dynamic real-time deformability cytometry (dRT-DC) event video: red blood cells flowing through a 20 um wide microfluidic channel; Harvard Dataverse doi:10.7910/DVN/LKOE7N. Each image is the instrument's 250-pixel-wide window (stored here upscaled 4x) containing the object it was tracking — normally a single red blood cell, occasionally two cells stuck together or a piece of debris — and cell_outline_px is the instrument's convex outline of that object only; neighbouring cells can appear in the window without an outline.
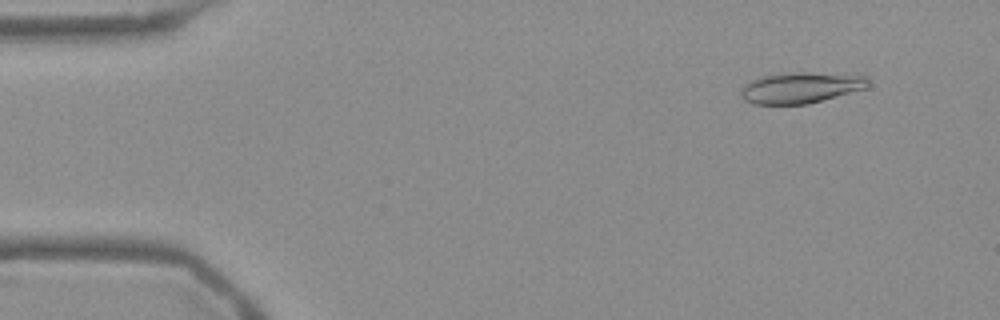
{"species": "Egyptian fruit bat (a non-hibernating species)", "species_latin": "Rousettus aegyptiacus", "temperature_condition": "warm", "stored_images_in_passage": 53, "camera_frame_rate_fps": 3000, "um_per_image_px": 0.085, "frame": {"image": 1, "passage_image": 5, "time_ms": 1.333, "image_size_px": [1000, 320], "cell_outline_px": [[868, 84], [864, 88], [808, 104], [752, 104], [744, 100], [740, 96], [740, 88], [744, 84], [760, 76], [780, 72], [808, 72], [868, 76]], "centroid_in_image_um": [67.97, 7.44], "position_along_channel_um": 17.0, "area_um2": 23.06}}
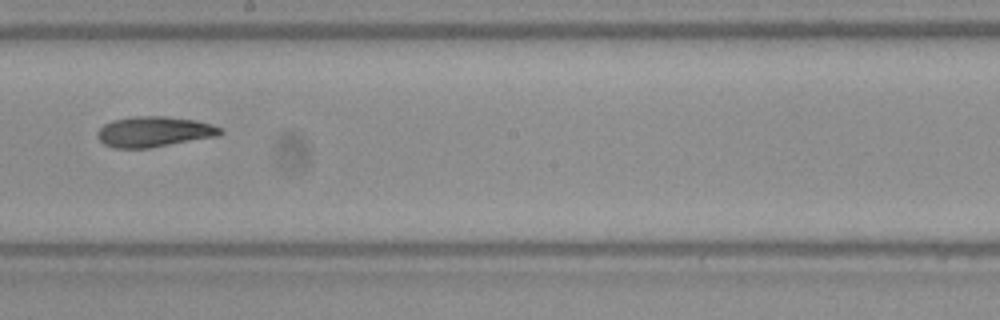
{"frame": {"image": 2, "passage_image": 30, "time_ms": 9.667, "image_size_px": [1000, 320], "cell_outline_px": [[224, 132], [220, 136], [152, 148], [112, 148], [104, 144], [96, 136], [96, 132], [104, 124], [112, 120], [132, 116], [164, 116], [196, 120], [212, 124], [224, 128]], "centroid_in_image_um": [13.13, 11.2], "position_along_channel_um": 235.1, "area_um2": 22.31}}
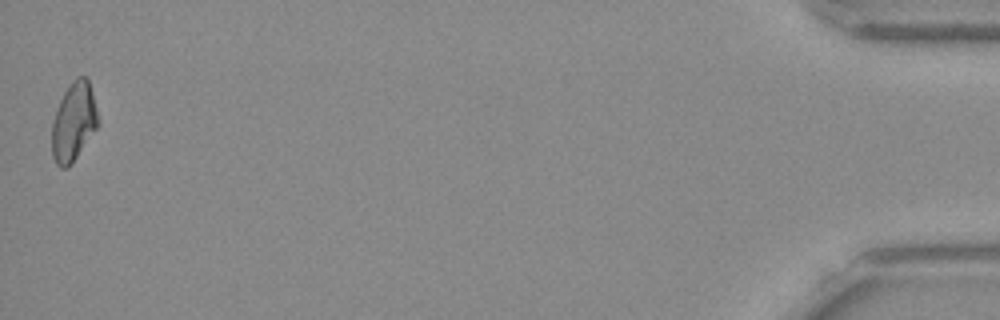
{"frame": {"image": 3, "passage_image": 53, "time_ms": 17.333, "image_size_px": [1000, 320], "cell_outline_px": [[100, 124], [72, 164], [68, 168], [60, 168], [56, 164], [52, 156], [52, 120], [60, 100], [64, 92], [72, 80], [76, 76], [84, 76], [88, 80], [92, 92], [100, 120]], "centroid_in_image_um": [6.27, 10.38], "position_along_channel_um": 428.9, "area_um2": 21.44}}